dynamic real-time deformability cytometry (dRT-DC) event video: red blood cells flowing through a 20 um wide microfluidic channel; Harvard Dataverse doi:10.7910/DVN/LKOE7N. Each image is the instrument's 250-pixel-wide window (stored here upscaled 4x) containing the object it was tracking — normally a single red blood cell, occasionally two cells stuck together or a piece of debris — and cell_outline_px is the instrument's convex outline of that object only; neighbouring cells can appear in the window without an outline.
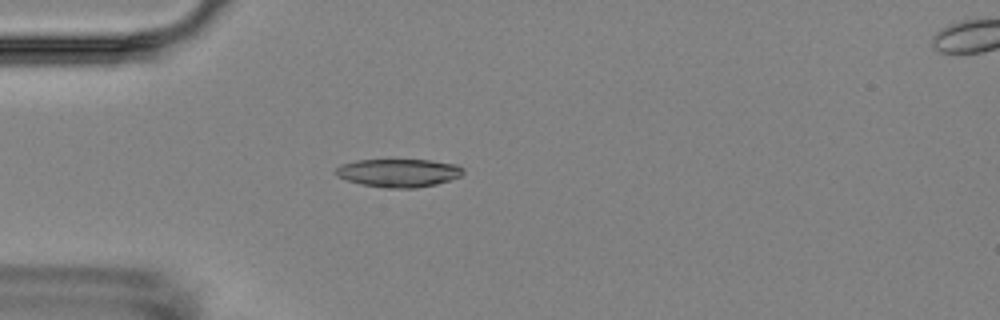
{"species": "Egyptian fruit bat (a non-hibernating species)", "species_latin": "Rousettus aegyptiacus", "temperature_condition": "room temperature", "stored_images_in_passage": 4, "camera_frame_rate_fps": 3000, "um_per_image_px": 0.085, "animal": {"sex": "female"}, "frame": {"image": 1, "passage_image": 3, "time_ms": 3.333, "image_size_px": [1000, 320], "cell_outline_px": [[464, 172], [460, 176], [436, 184], [416, 188], [384, 188], [360, 184], [336, 176], [332, 172], [340, 164], [356, 160], [432, 160], [456, 164], [464, 168]], "centroid_in_image_um": [33.84, 14.69], "position_along_channel_um": 51.2, "area_um2": 21.1}}